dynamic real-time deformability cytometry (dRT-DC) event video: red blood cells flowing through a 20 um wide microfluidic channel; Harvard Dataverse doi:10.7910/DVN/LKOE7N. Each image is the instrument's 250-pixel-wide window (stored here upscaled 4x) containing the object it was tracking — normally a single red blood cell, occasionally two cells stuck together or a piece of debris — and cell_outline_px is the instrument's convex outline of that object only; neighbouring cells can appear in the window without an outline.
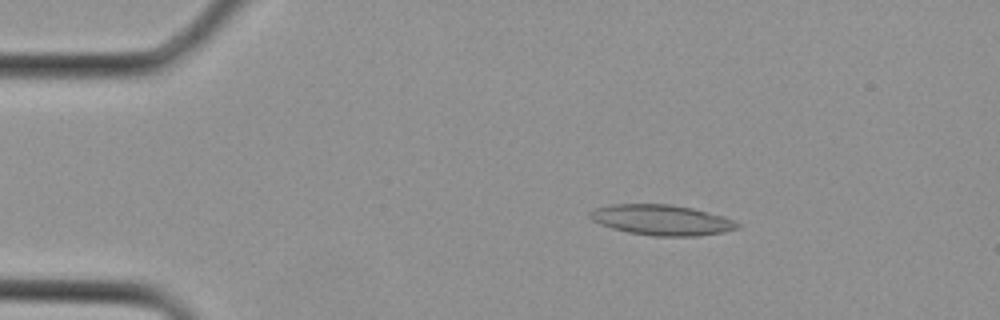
{"species": "Egyptian fruit bat (a non-hibernating species)", "species_latin": "Rousettus aegyptiacus", "temperature_condition": "cold", "stored_images_in_passage": 3, "camera_frame_rate_fps": 3000, "um_per_image_px": 0.085, "animal": {"sex": "female"}, "frame": {"image": 1, "passage_image": 2, "time_ms": 0.333, "image_size_px": [1000, 320], "cell_outline_px": [[740, 228], [724, 232], [696, 236], [652, 236], [628, 232], [612, 228], [600, 224], [592, 220], [588, 216], [588, 212], [596, 208], [612, 204], [668, 204], [692, 208], [724, 216], [740, 224]], "centroid_in_image_um": [56.23, 18.7], "position_along_channel_um": 28.8, "area_um2": 26.18}}
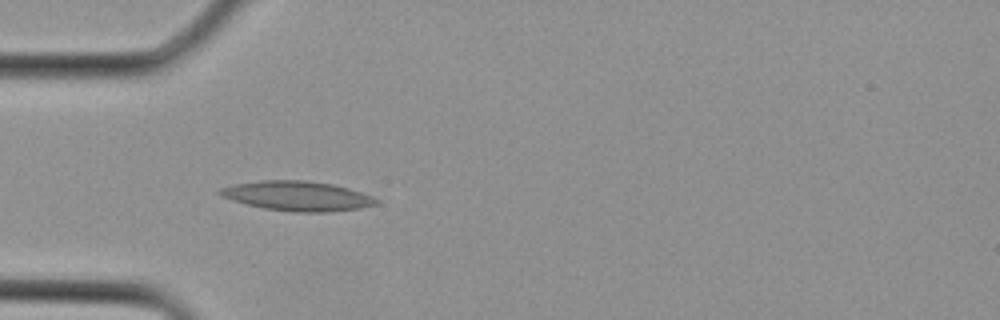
{"frame": {"image": 2, "passage_image": 3, "time_ms": 0.667, "image_size_px": [1000, 320], "cell_outline_px": [[380, 204], [360, 208], [328, 212], [296, 212], [264, 208], [248, 204], [220, 196], [216, 192], [220, 188], [236, 184], [264, 180], [304, 180], [332, 184], [348, 188], [372, 196], [380, 200]], "centroid_in_image_um": [25.31, 16.66], "position_along_channel_um": 59.7, "area_um2": 26.88}}